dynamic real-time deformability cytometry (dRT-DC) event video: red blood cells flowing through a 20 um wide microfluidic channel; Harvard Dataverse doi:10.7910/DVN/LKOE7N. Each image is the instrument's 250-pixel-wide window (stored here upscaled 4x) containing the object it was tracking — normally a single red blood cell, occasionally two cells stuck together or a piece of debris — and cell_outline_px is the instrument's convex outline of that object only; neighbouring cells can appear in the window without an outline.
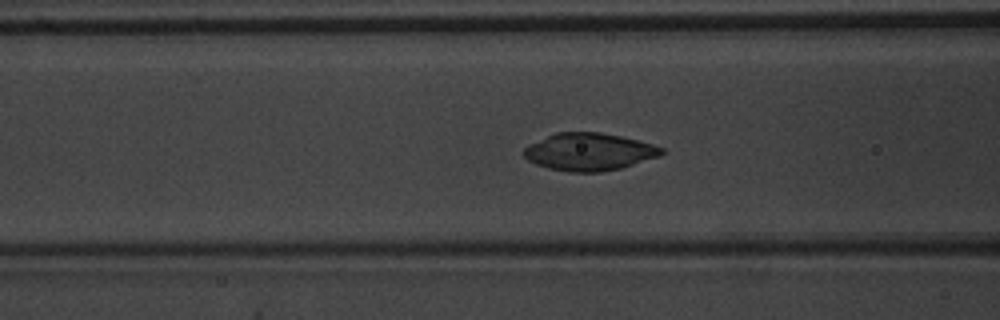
{"species": "common noctule bat (a hibernating species)", "species_latin": "Nyctalus noctula", "temperature_condition": "warm", "stored_images_in_passage": 53, "camera_frame_rate_fps": 3000, "um_per_image_px": 0.085, "animal": {"sex": "male", "body_mass_g": 20.1, "forearm_length_mm": 53.5}, "frame": {"image": 1, "passage_image": 22, "time_ms": 7.0, "image_size_px": [1000, 320], "cell_outline_px": [[664, 152], [660, 156], [620, 168], [600, 172], [568, 172], [548, 168], [536, 164], [528, 160], [524, 156], [524, 148], [528, 144], [556, 132], [600, 132], [620, 136], [652, 144], [664, 148]], "centroid_in_image_um": [50.06, 12.9], "position_along_channel_um": 116.5, "area_um2": 30.0}}
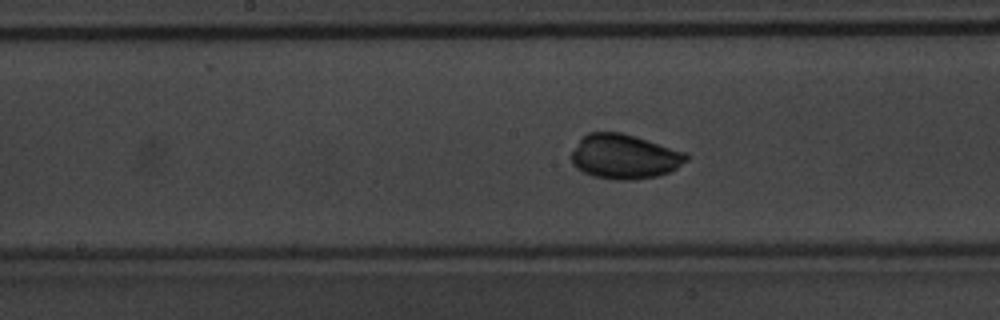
{"frame": {"image": 2, "passage_image": 28, "time_ms": 9.0, "image_size_px": [1000, 320], "cell_outline_px": [[688, 160], [676, 168], [668, 172], [656, 176], [628, 180], [616, 180], [592, 176], [576, 168], [572, 164], [572, 152], [580, 140], [588, 132], [620, 132], [684, 152], [688, 156]], "centroid_in_image_um": [53.04, 13.32], "position_along_channel_um": 195.2, "area_um2": 29.36}}
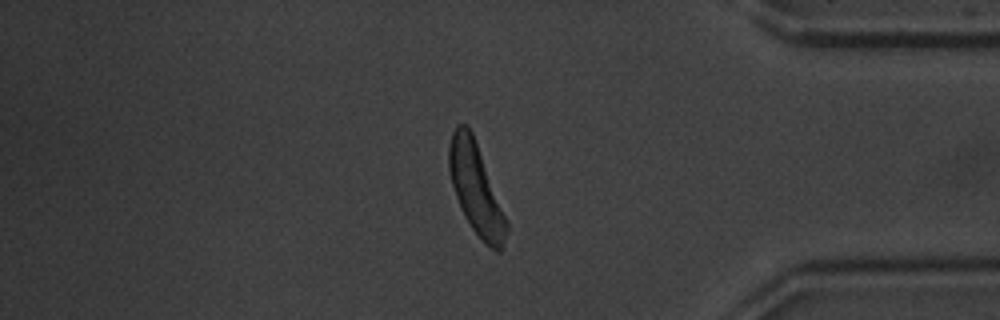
{"frame": {"image": 3, "passage_image": 45, "time_ms": 14.667, "image_size_px": [1000, 320], "cell_outline_px": [[508, 232], [500, 252], [496, 252], [484, 244], [472, 228], [464, 216], [460, 208], [452, 184], [448, 168], [448, 144], [452, 132], [456, 124], [464, 124], [472, 132], [508, 224]], "centroid_in_image_um": [40.43, 16.08], "position_along_channel_um": 394.8, "area_um2": 30.06}, "authors_computed_cell_mechanics": {"area_um2": 29.1312, "velocity_mm_per_s": 3.9199, "shape_relaxation_time_tau1_ms": 5.4244, "shape_relaxation_time_tau2_ms": 6.7733, "deformation_change_tau1": 0.2911, "deformation_change_tau2": 0.1072}}